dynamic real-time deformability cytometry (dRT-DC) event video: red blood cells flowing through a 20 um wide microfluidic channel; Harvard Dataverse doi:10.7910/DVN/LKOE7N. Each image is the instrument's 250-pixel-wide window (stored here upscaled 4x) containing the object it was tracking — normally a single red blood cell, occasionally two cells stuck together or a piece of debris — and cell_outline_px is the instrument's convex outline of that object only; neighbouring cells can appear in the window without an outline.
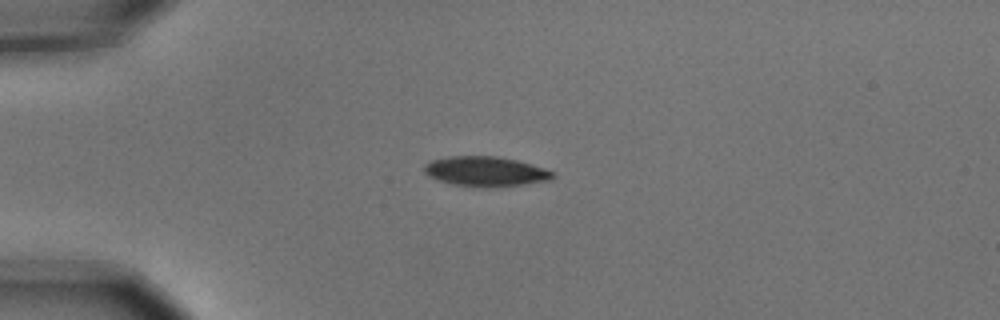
{"species": "common noctule bat (a hibernating species)", "species_latin": "Nyctalus noctula", "temperature_condition": "cold", "stored_images_in_passage": 2, "camera_frame_rate_fps": 3000, "um_per_image_px": 0.085, "animal": {"sex": "male", "body_mass_g": 15.6}, "frame": {"image": 1, "passage_image": 1, "time_ms": 0.0, "image_size_px": [1000, 320], "cell_outline_px": [[556, 176], [548, 180], [524, 184], [484, 188], [452, 184], [436, 180], [428, 176], [424, 172], [424, 164], [432, 160], [452, 156], [496, 156], [516, 160], [532, 164], [556, 172]], "centroid_in_image_um": [41.27, 14.58], "position_along_channel_um": 43.7, "area_um2": 22.48}}